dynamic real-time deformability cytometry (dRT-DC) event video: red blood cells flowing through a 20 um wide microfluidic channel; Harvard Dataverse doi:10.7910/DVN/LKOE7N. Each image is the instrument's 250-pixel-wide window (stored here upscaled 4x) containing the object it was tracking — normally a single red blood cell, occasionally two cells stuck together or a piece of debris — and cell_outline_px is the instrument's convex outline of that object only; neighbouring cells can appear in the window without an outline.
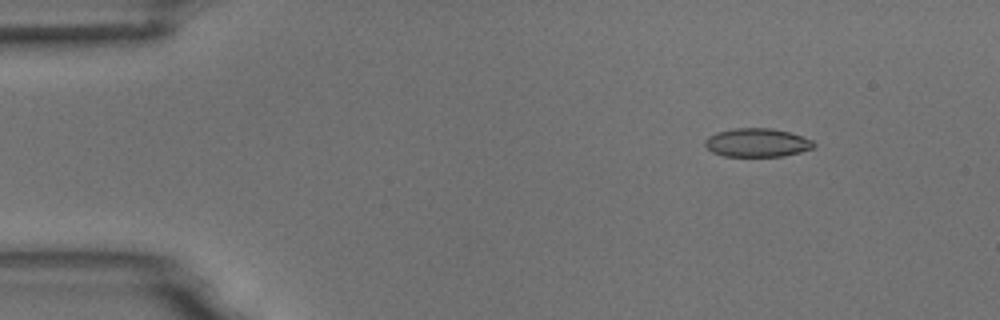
{"species": "common noctule bat (a hibernating species)", "species_latin": "Nyctalus noctula", "temperature_condition": "room temperature", "stored_images_in_passage": 4, "camera_frame_rate_fps": 3000, "um_per_image_px": 0.085, "animal": {"sex": "male", "body_mass_g": 18.8}, "frame": {"image": 1, "passage_image": 2, "time_ms": 0.333, "image_size_px": [1000, 320], "cell_outline_px": [[816, 144], [812, 148], [800, 152], [784, 156], [724, 156], [712, 152], [704, 144], [704, 140], [708, 136], [716, 132], [732, 128], [772, 128], [788, 132], [812, 140]], "centroid_in_image_um": [64.32, 12.12], "position_along_channel_um": 20.7, "area_um2": 18.09}}
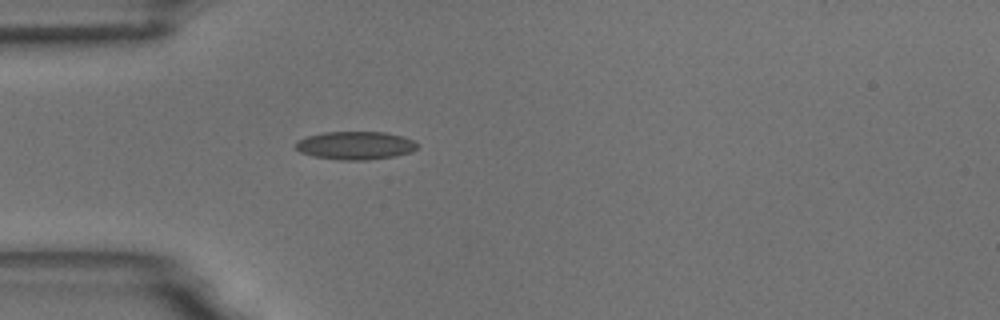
{"frame": {"image": 2, "passage_image": 4, "time_ms": 1.0, "image_size_px": [1000, 320], "cell_outline_px": [[420, 144], [412, 152], [396, 156], [368, 160], [340, 160], [312, 156], [300, 152], [296, 148], [296, 140], [308, 136], [324, 132], [384, 132], [404, 136], [416, 140]], "centroid_in_image_um": [30.26, 12.36], "position_along_channel_um": 54.7, "area_um2": 20.23}}